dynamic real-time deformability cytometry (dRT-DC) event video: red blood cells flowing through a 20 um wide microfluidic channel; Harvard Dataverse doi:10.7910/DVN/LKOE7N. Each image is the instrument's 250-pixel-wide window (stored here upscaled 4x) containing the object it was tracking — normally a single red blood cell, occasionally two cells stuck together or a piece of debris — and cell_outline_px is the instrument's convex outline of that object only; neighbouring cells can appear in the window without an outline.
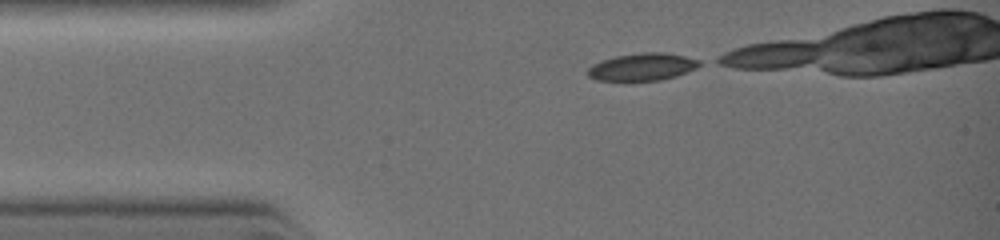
{"species": "common noctule bat (a hibernating species)", "species_latin": "Nyctalus noctula", "temperature_condition": "warm", "stored_images_in_passage": 7, "camera_frame_rate_fps": 3000, "um_per_image_px": 0.085, "animal": {"sex": "female", "body_mass_g": 19.0, "forearm_length_mm": 51.5}, "frame": {"image": 1, "passage_image": 1, "time_ms": 0.0, "image_size_px": [1000, 240], "cell_outline_px": [[704, 64], [696, 68], [676, 76], [660, 80], [624, 84], [596, 80], [588, 76], [588, 68], [592, 64], [616, 56], [644, 52], [664, 52], [684, 56], [700, 60]], "centroid_in_image_um": [54.57, 5.74], "position_along_channel_um": 30.4, "area_um2": 18.61}}